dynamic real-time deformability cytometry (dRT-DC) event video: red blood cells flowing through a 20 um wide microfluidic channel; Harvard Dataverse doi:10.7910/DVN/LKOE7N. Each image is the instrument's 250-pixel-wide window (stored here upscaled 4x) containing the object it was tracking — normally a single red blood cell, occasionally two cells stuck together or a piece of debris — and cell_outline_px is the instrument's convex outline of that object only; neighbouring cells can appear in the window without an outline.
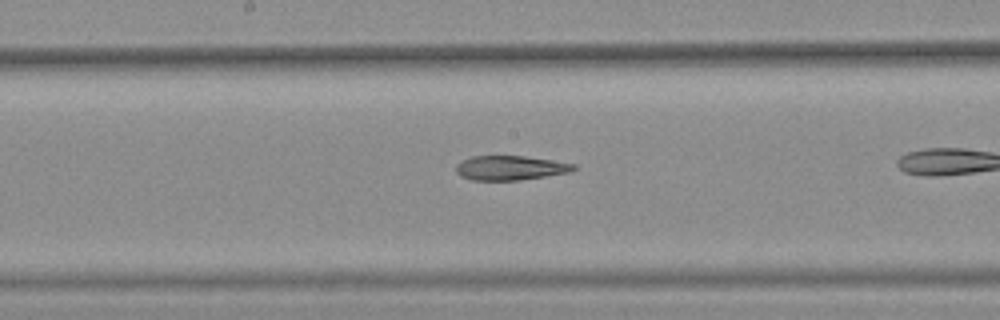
{"species": "common noctule bat (a hibernating species)", "species_latin": "Nyctalus noctula", "temperature_condition": "warm", "stored_images_in_passage": 37, "camera_frame_rate_fps": 3000, "um_per_image_px": 0.085, "animal": {"sex": "female", "body_mass_g": 25.1}, "frame": {"image": 1, "passage_image": 24, "time_ms": 7.667, "image_size_px": [1000, 320], "cell_outline_px": [[576, 168], [568, 172], [520, 180], [472, 180], [460, 176], [456, 172], [456, 164], [472, 156], [524, 156], [552, 160], [576, 164]], "centroid_in_image_um": [43.35, 14.27], "position_along_channel_um": 204.9, "area_um2": 16.59}}
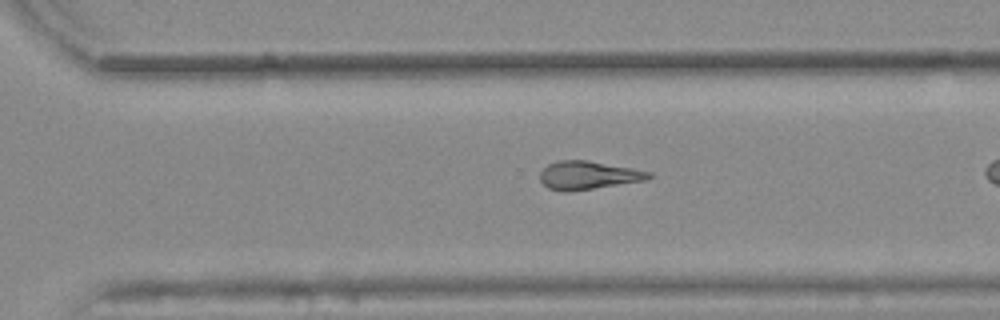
{"frame": {"image": 2, "passage_image": 33, "time_ms": 10.667, "image_size_px": [1000, 320], "cell_outline_px": [[652, 176], [648, 180], [592, 188], [548, 188], [540, 180], [540, 172], [548, 164], [556, 160], [588, 160], [632, 168], [652, 172]], "centroid_in_image_um": [50.06, 14.84], "position_along_channel_um": 320.5, "area_um2": 17.22}}
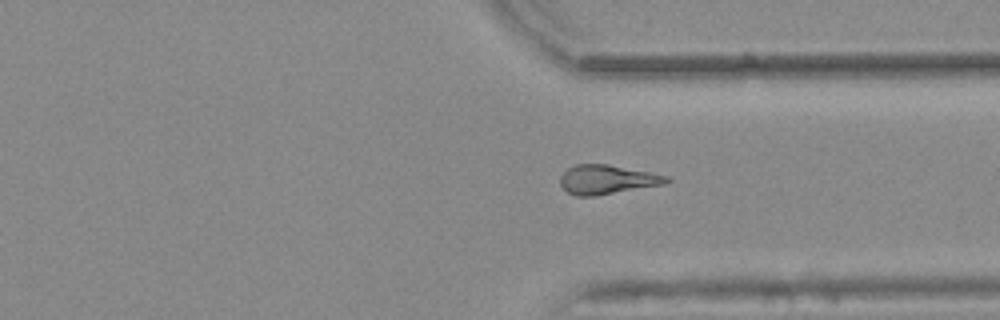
{"frame": {"image": 3, "passage_image": 36, "time_ms": 11.667, "image_size_px": [1000, 320], "cell_outline_px": [[672, 180], [664, 184], [596, 196], [576, 196], [568, 192], [560, 184], [560, 176], [568, 168], [576, 164], [608, 164], [652, 172], [668, 176]], "centroid_in_image_um": [51.62, 15.26], "position_along_channel_um": 359.8, "area_um2": 18.15}}